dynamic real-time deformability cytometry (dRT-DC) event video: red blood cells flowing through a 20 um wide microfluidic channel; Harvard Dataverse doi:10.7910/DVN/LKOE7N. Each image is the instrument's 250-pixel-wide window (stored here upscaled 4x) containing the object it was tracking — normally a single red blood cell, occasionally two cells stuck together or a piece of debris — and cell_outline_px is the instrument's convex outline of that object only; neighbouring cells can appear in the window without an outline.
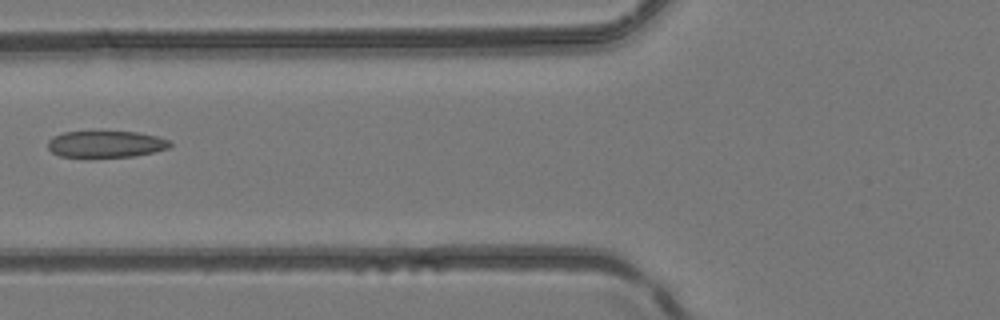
{"species": "common noctule bat (a hibernating species)", "species_latin": "Nyctalus noctula", "temperature_condition": "room temperature", "stored_images_in_passage": 4, "camera_frame_rate_fps": 3000, "um_per_image_px": 0.085, "animal": {"sex": "female", "body_mass_g": 24.6, "forearm_length_mm": 56.2}, "frame": {"image": 1, "passage_image": 4, "time_ms": 1.0, "image_size_px": [1000, 320], "cell_outline_px": [[172, 144], [168, 148], [152, 152], [132, 156], [60, 156], [52, 152], [48, 148], [48, 140], [52, 136], [64, 132], [136, 132], [156, 136], [168, 140]], "centroid_in_image_um": [8.97, 12.24], "position_along_channel_um": 116.8, "area_um2": 18.5}}